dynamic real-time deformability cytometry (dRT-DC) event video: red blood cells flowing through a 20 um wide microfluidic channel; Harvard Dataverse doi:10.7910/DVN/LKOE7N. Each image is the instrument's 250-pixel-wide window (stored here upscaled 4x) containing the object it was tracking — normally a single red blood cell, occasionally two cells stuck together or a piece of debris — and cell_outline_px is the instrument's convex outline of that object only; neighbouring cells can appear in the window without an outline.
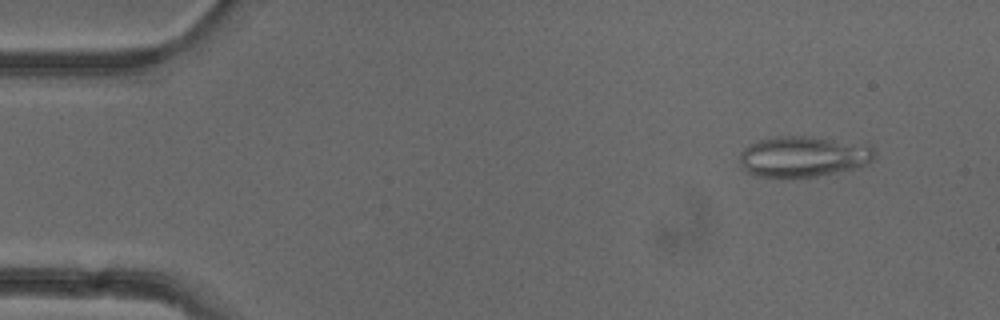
{"species": "common noctule bat (a hibernating species)", "species_latin": "Nyctalus noctula", "temperature_condition": "cold", "stored_images_in_passage": 52, "camera_frame_rate_fps": 3000, "um_per_image_px": 0.085, "animal": {"sex": "female"}, "frame": {"image": 1, "passage_image": 5, "time_ms": 1.333, "image_size_px": [1000, 320], "cell_outline_px": [[876, 160], [868, 164], [856, 168], [816, 176], [752, 176], [740, 168], [740, 152], [748, 144], [756, 140], [776, 136], [812, 136], [872, 148], [876, 152]], "centroid_in_image_um": [68.2, 13.31], "position_along_channel_um": 16.8, "area_um2": 31.79}}
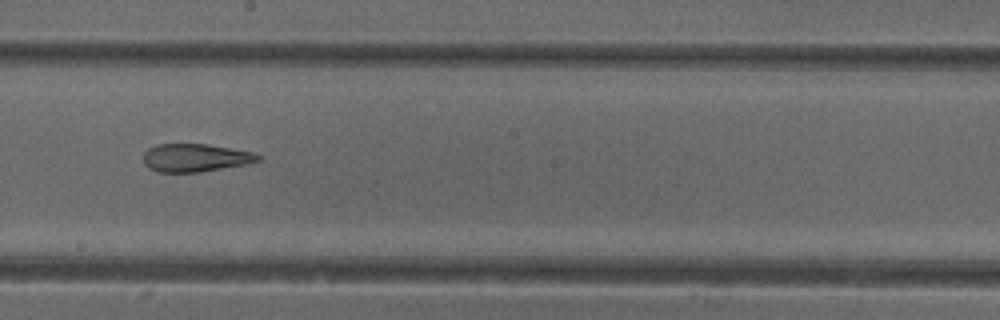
{"frame": {"image": 2, "passage_image": 29, "time_ms": 9.333, "image_size_px": [1000, 320], "cell_outline_px": [[264, 156], [260, 160], [248, 164], [200, 172], [160, 172], [148, 168], [144, 164], [144, 152], [148, 148], [156, 144], [208, 144], [252, 152]], "centroid_in_image_um": [16.62, 13.41], "position_along_channel_um": 231.6, "area_um2": 18.84}}
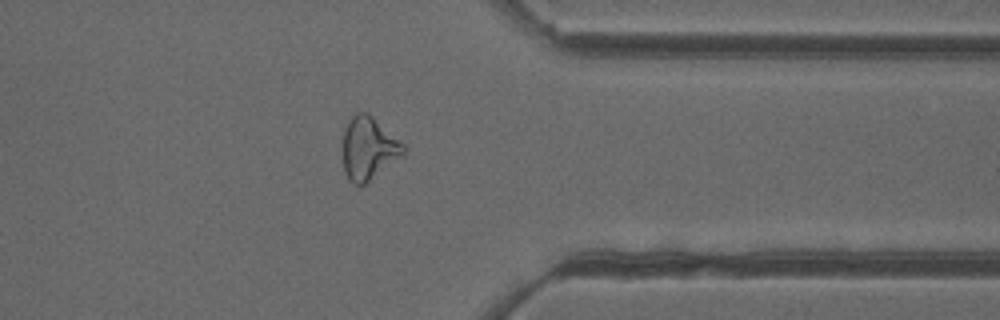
{"frame": {"image": 3, "passage_image": 41, "time_ms": 13.333, "image_size_px": [1000, 320], "cell_outline_px": [[404, 152], [364, 184], [352, 184], [348, 180], [344, 172], [340, 148], [344, 128], [348, 120], [356, 112], [368, 112], [404, 144]], "centroid_in_image_um": [31.22, 12.57], "position_along_channel_um": 380.2, "area_um2": 22.2}, "authors_computed_cell_mechanics": {"area_um2": 23.2356, "velocity_mm_per_s": 3.953, "shape_relaxation_time_tau1_ms": null, "shape_relaxation_time_tau2_ms": 3.9107, "deformation_change_tau1": null, "deformation_change_tau2": 0.126}}